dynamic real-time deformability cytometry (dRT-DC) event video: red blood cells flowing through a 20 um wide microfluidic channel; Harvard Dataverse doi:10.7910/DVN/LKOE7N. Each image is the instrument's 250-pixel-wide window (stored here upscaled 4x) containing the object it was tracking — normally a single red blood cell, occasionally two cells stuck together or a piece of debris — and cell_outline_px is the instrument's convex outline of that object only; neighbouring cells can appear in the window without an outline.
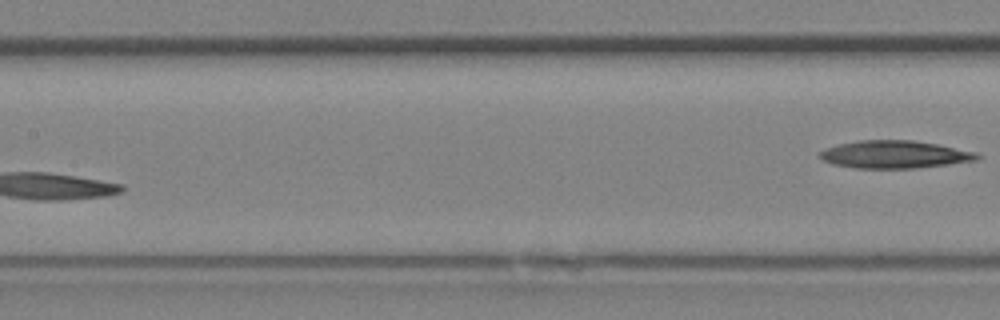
{"species": "Egyptian fruit bat (a non-hibernating species)", "species_latin": "Rousettus aegyptiacus", "temperature_condition": "room temperature", "stored_images_in_passage": 11, "segment_of_instrument_passage": [2, 2], "camera_frame_rate_fps": 3000, "um_per_image_px": 0.085, "animal": {"sex": "female"}, "frame": {"image": 1, "passage_image": 11, "time_ms": 3.333, "image_size_px": [1000, 320], "cell_outline_px": [[980, 156], [976, 160], [948, 164], [912, 168], [856, 168], [832, 164], [816, 156], [824, 148], [856, 140], [912, 140], [936, 144], [976, 152]], "centroid_in_image_um": [75.98, 13.12], "position_along_channel_um": 131.4, "area_um2": 25.2}}